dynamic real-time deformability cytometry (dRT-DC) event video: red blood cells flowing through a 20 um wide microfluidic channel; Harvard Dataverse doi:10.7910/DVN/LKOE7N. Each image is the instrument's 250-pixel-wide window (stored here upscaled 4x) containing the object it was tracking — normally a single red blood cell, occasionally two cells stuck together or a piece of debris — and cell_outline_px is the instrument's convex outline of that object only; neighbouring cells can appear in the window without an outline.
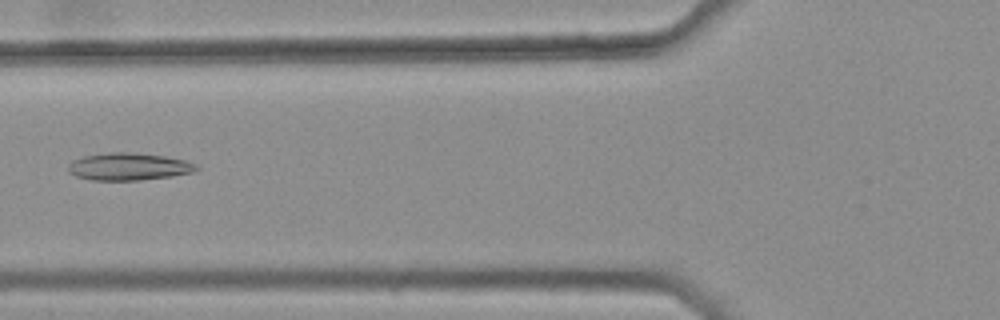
{"species": "common noctule bat (a hibernating species)", "species_latin": "Nyctalus noctula", "temperature_condition": "warm", "stored_images_in_passage": 7, "camera_frame_rate_fps": 3000, "um_per_image_px": 0.085, "animal": {"sex": "female", "body_mass_g": 25.1}, "frame": {"image": 1, "passage_image": 6, "time_ms": 1.667, "image_size_px": [1000, 320], "cell_outline_px": [[200, 168], [192, 172], [172, 176], [140, 180], [92, 180], [76, 176], [68, 172], [68, 164], [72, 160], [84, 156], [112, 152], [128, 152], [164, 156], [184, 160], [196, 164]], "centroid_in_image_um": [10.92, 14.16], "position_along_channel_um": 114.9, "area_um2": 20.35}}
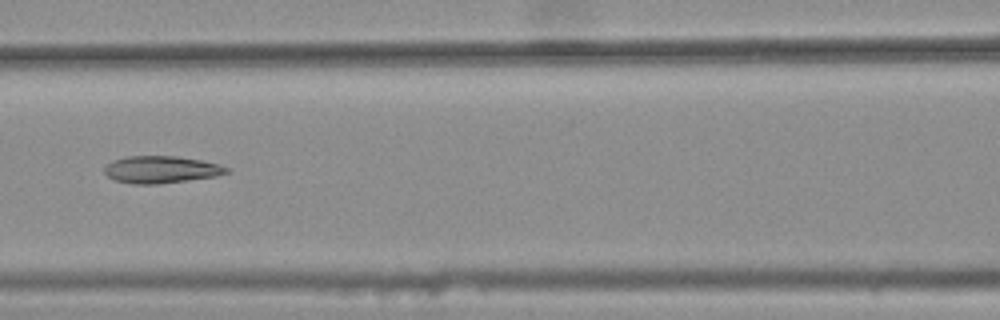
{"frame": {"image": 2, "passage_image": 7, "time_ms": 2.0, "image_size_px": [1000, 320], "cell_outline_px": [[228, 172], [216, 176], [188, 180], [156, 184], [132, 184], [116, 180], [108, 176], [104, 172], [104, 168], [112, 160], [124, 156], [176, 156], [200, 160], [220, 164], [228, 168]], "centroid_in_image_um": [13.67, 14.4], "position_along_channel_um": 152.9, "area_um2": 19.25}}